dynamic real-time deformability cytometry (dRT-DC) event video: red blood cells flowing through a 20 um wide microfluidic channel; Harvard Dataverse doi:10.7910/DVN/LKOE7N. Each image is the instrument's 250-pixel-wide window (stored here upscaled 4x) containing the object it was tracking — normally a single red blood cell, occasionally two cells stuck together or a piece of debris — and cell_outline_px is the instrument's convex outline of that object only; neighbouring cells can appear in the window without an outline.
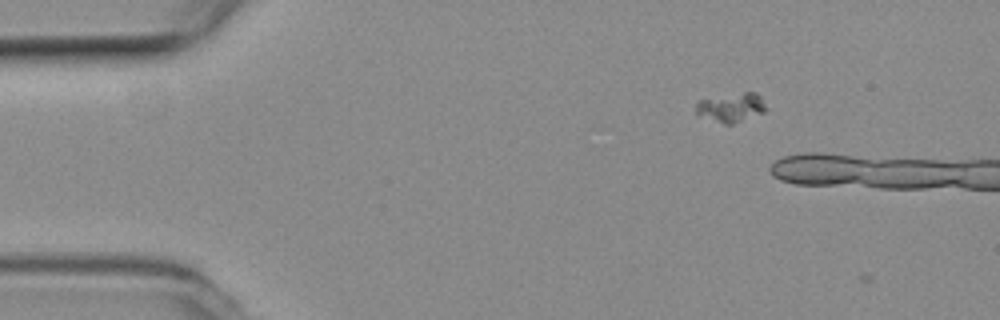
{"species": "common noctule bat (a hibernating species)", "species_latin": "Nyctalus noctula", "temperature_condition": "room temperature", "stored_images_in_passage": 8, "camera_frame_rate_fps": 3000, "um_per_image_px": 0.085, "animal": {"sex": "female", "body_mass_g": 19.3, "forearm_length_mm": 54.1}, "frame": {"image": 1, "passage_image": 2, "time_ms": 0.333, "image_size_px": [1000, 320], "cell_outline_px": [[764, 112], [732, 124], [724, 124], [696, 116], [696, 104], [700, 100], [744, 92], [756, 92], [760, 96], [764, 104]], "centroid_in_image_um": [62.1, 9.15], "position_along_channel_um": 22.9, "area_um2": 11.68}}
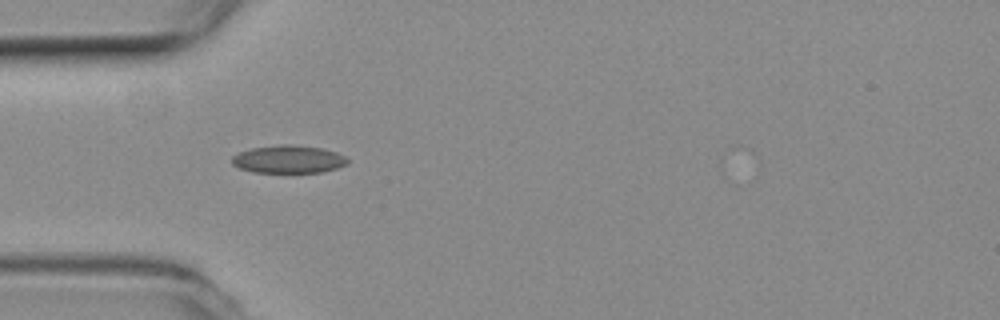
{"frame": {"image": 2, "passage_image": 7, "time_ms": 2.0, "image_size_px": [1000, 320], "cell_outline_px": [[348, 164], [324, 172], [252, 172], [240, 168], [232, 164], [232, 156], [240, 152], [252, 148], [280, 144], [292, 144], [320, 148], [336, 152], [344, 156], [348, 160]], "centroid_in_image_um": [24.52, 13.53], "position_along_channel_um": 60.5, "area_um2": 18.67}}
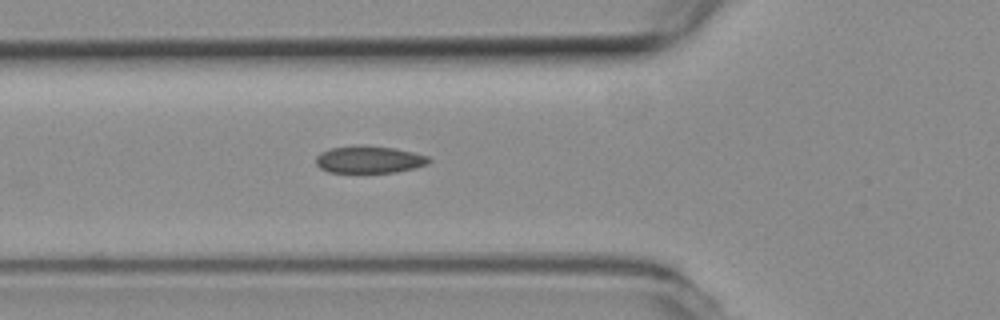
{"frame": {"image": 3, "passage_image": 8, "time_ms": 2.333, "image_size_px": [1000, 320], "cell_outline_px": [[432, 160], [428, 164], [396, 172], [328, 172], [320, 168], [316, 164], [316, 156], [320, 152], [328, 148], [360, 144], [364, 144], [396, 148], [428, 156]], "centroid_in_image_um": [31.35, 13.53], "position_along_channel_um": 94.4, "area_um2": 18.15}}